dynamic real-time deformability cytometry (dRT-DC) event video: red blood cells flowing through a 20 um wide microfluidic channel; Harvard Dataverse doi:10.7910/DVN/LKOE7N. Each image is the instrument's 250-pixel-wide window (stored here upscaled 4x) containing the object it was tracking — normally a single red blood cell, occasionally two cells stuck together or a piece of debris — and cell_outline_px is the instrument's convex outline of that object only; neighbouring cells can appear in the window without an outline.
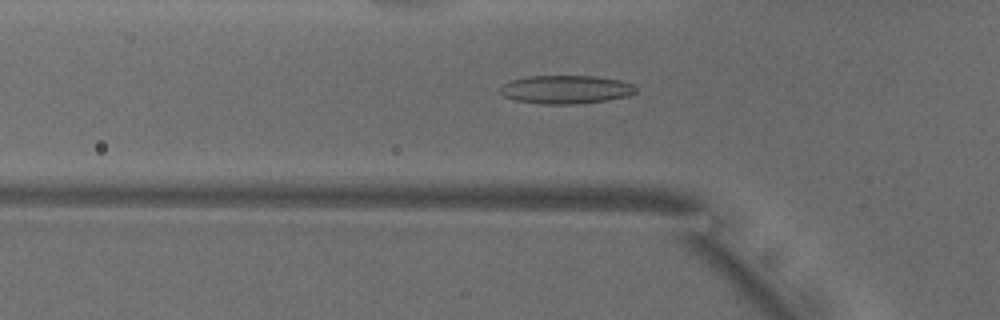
{"species": "common noctule bat (a hibernating species)", "species_latin": "Nyctalus noctula", "temperature_condition": "warm", "stored_images_in_passage": 51, "camera_frame_rate_fps": 3000, "um_per_image_px": 0.085, "animal": {"sex": "male", "body_mass_g": 18.8}, "frame": {"image": 1, "passage_image": 16, "time_ms": 5.0, "image_size_px": [1000, 320], "cell_outline_px": [[636, 92], [628, 96], [604, 100], [576, 104], [540, 104], [516, 100], [504, 96], [500, 92], [500, 88], [504, 84], [512, 80], [528, 76], [596, 76], [620, 80], [632, 84], [636, 88]], "centroid_in_image_um": [48.1, 7.6], "position_along_channel_um": 77.7, "area_um2": 22.31}}
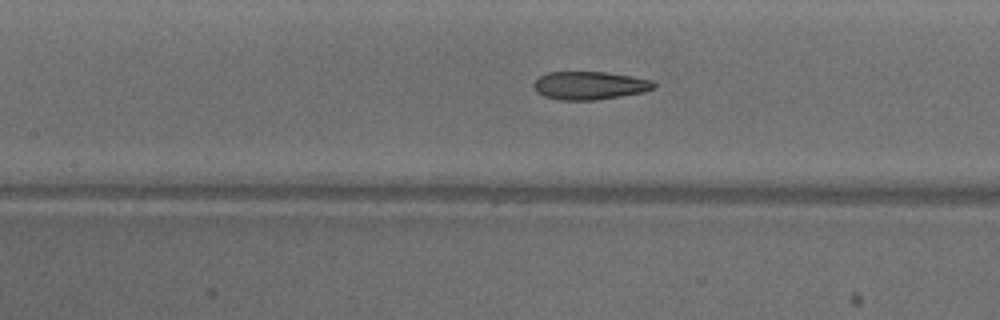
{"frame": {"image": 2, "passage_image": 22, "time_ms": 7.0, "image_size_px": [1000, 320], "cell_outline_px": [[656, 88], [644, 92], [596, 100], [560, 100], [544, 96], [536, 92], [532, 84], [540, 76], [548, 72], [604, 72], [632, 76], [652, 80], [656, 84]], "centroid_in_image_um": [50.13, 7.27], "position_along_channel_um": 157.3, "area_um2": 19.77}}
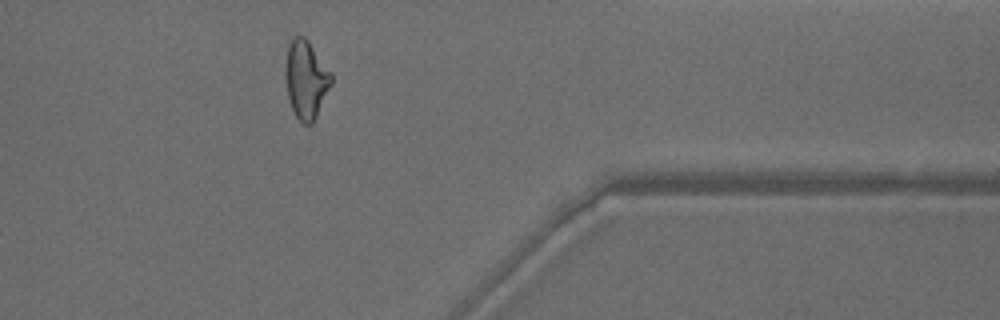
{"frame": {"image": 3, "passage_image": 41, "time_ms": 13.333, "image_size_px": [1000, 320], "cell_outline_px": [[332, 84], [312, 124], [304, 124], [296, 116], [288, 100], [284, 68], [288, 44], [292, 36], [304, 36], [308, 40], [332, 72]], "centroid_in_image_um": [26.0, 6.72], "position_along_channel_um": 385.4, "area_um2": 21.1}, "authors_computed_cell_mechanics": {"area_um2": 21.2126, "velocity_mm_per_s": 3.9105, "shape_relaxation_time_tau1_ms": 9.6533, "shape_relaxation_time_tau2_ms": 1.9587, "deformation_change_tau1": 0.2609, "deformation_change_tau2": 0.0952}}